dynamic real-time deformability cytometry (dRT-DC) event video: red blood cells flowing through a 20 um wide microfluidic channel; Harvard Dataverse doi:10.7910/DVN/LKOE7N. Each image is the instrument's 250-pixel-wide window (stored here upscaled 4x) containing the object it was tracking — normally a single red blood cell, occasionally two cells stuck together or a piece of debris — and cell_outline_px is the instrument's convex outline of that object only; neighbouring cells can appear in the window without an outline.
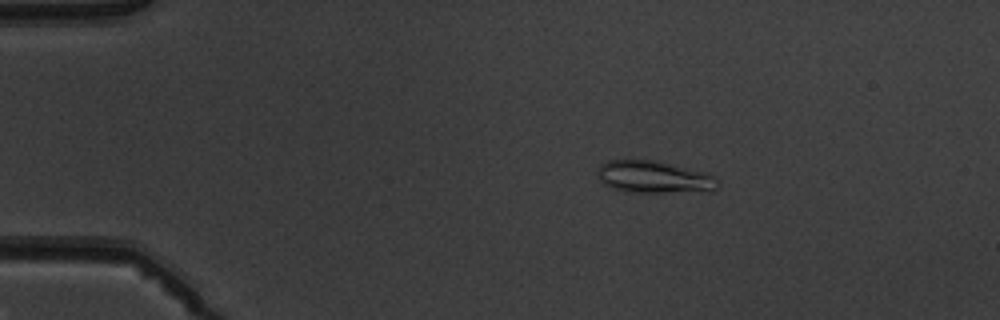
{"species": "common noctule bat (a hibernating species)", "species_latin": "Nyctalus noctula", "temperature_condition": "warm", "stored_images_in_passage": 5, "camera_frame_rate_fps": 3000, "um_per_image_px": 0.085, "animal": {"sex": "male", "body_mass_g": 19.5, "forearm_length_mm": 54.6}, "frame": {"image": 1, "passage_image": 3, "time_ms": 2.333, "image_size_px": [1000, 320], "cell_outline_px": [[720, 184], [712, 192], [628, 192], [612, 188], [604, 184], [600, 180], [596, 172], [596, 168], [600, 164], [608, 160], [628, 156], [652, 160], [704, 172], [716, 176], [720, 180]], "centroid_in_image_um": [55.56, 15.02], "position_along_channel_um": 29.4, "area_um2": 23.47}}